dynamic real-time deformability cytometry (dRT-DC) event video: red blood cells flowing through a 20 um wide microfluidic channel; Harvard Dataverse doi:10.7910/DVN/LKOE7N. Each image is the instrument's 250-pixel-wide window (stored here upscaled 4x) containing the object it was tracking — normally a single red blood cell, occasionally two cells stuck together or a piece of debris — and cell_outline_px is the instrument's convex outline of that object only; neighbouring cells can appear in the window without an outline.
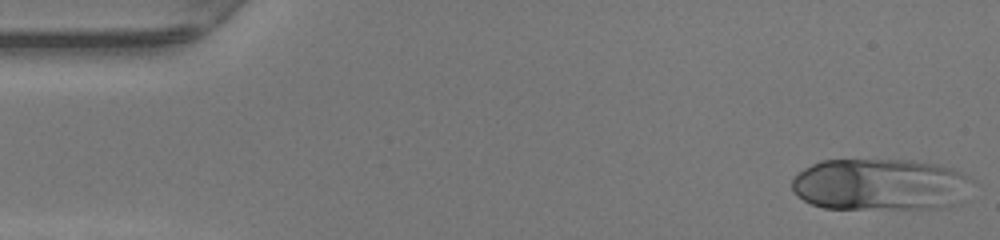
{"species": "human", "species_latin": "Homo sapiens", "temperature_condition": "warm", "stored_images_in_passage": 39, "camera_frame_rate_fps": 3000, "um_per_image_px": 0.085, "donor": {"sex": "female"}, "frame": {"image": 1, "passage_image": 1, "time_ms": 0.0, "image_size_px": [1000, 240], "cell_outline_px": [[980, 184], [968, 200], [960, 204], [948, 208], [824, 208], [812, 204], [796, 196], [792, 188], [792, 180], [804, 168], [820, 160], [912, 160], [940, 164], [952, 168], [976, 180]], "centroid_in_image_um": [75.02, 15.7], "position_along_channel_um": 10.0, "area_um2": 56.07}}
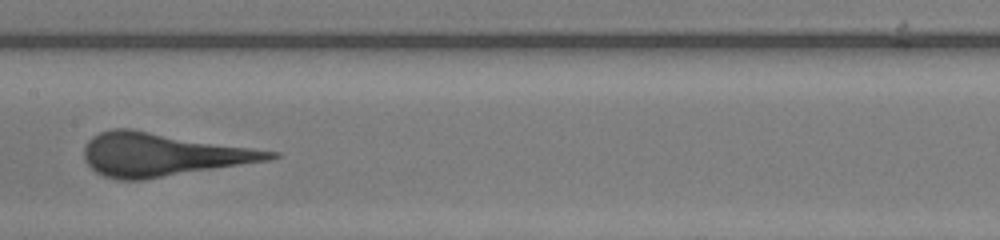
{"frame": {"image": 2, "passage_image": 23, "time_ms": 7.333, "image_size_px": [1000, 240], "cell_outline_px": [[280, 156], [268, 160], [144, 180], [116, 180], [104, 176], [96, 172], [84, 160], [84, 148], [88, 140], [92, 136], [100, 132], [112, 128], [132, 128], [280, 152]], "centroid_in_image_um": [13.78, 13.13], "position_along_channel_um": 193.6, "area_um2": 46.93}}
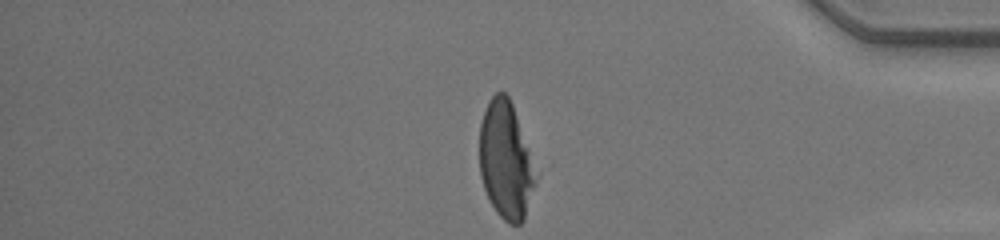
{"frame": {"image": 3, "passage_image": 39, "time_ms": 12.667, "image_size_px": [1000, 240], "cell_outline_px": [[536, 184], [524, 220], [520, 224], [508, 224], [496, 212], [484, 188], [480, 176], [480, 124], [488, 100], [496, 92], [504, 92], [508, 96], [512, 104], [528, 152]], "centroid_in_image_um": [42.95, 13.67], "position_along_channel_um": 392.3, "area_um2": 37.4}}